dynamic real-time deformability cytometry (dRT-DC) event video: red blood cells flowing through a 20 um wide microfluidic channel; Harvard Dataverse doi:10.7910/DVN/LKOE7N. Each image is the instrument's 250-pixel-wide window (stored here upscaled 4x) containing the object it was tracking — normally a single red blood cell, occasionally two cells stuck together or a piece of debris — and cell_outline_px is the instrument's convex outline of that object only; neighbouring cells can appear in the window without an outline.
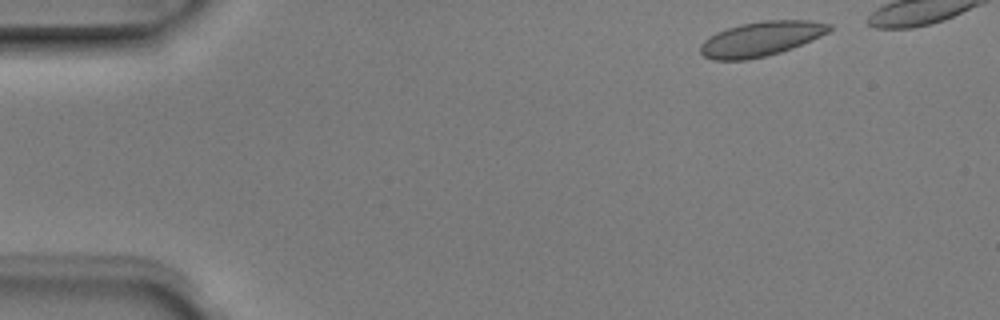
{"species": "Egyptian fruit bat (a non-hibernating species)", "species_latin": "Rousettus aegyptiacus", "temperature_condition": "room temperature", "stored_images_in_passage": 5, "camera_frame_rate_fps": 3000, "um_per_image_px": 0.085, "animal": {"sex": "male"}, "frame": {"image": 1, "passage_image": 1, "time_ms": 0.0, "image_size_px": [1000, 320], "cell_outline_px": [[832, 28], [828, 32], [812, 40], [792, 48], [780, 52], [764, 56], [744, 60], [712, 60], [704, 56], [700, 52], [700, 44], [708, 36], [716, 32], [740, 24], [764, 20], [808, 20], [832, 24]], "centroid_in_image_um": [64.66, 3.29], "position_along_channel_um": 20.3, "area_um2": 26.01}}
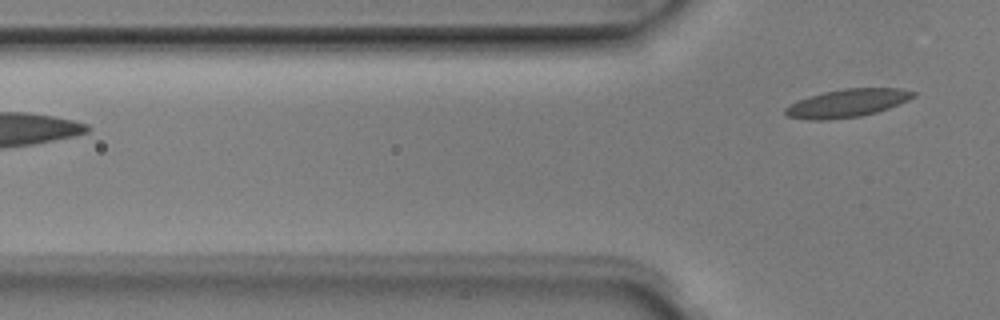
{"frame": {"image": 2, "passage_image": 5, "time_ms": 1.333, "image_size_px": [1000, 320], "cell_outline_px": [[916, 96], [900, 104], [876, 112], [860, 116], [828, 120], [808, 120], [784, 116], [784, 108], [788, 104], [808, 96], [824, 92], [844, 88], [900, 88], [916, 92]], "centroid_in_image_um": [71.97, 8.77], "position_along_channel_um": 53.8, "area_um2": 21.15}}